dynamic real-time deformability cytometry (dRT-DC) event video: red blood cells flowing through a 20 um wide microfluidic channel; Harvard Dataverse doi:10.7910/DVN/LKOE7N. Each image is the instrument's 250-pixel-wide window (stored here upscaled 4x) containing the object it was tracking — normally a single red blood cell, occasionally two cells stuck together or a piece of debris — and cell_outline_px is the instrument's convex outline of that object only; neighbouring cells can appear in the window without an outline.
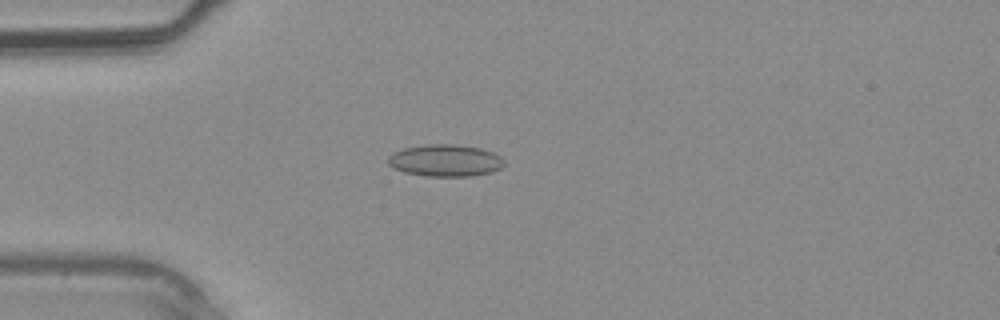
{"species": "common noctule bat (a hibernating species)", "species_latin": "Nyctalus noctula", "temperature_condition": "warm", "stored_images_in_passage": 31, "camera_frame_rate_fps": 3000, "um_per_image_px": 0.085, "animal": {"sex": "male", "body_mass_g": 20.4}, "frame": {"image": 1, "passage_image": 2, "time_ms": 0.333, "image_size_px": [1000, 320], "cell_outline_px": [[504, 164], [500, 168], [492, 172], [472, 176], [424, 176], [404, 172], [392, 168], [388, 164], [388, 156], [392, 152], [404, 148], [424, 144], [456, 144], [480, 148], [492, 152], [500, 156], [504, 160]], "centroid_in_image_um": [37.82, 13.64], "position_along_channel_um": 47.2, "area_um2": 21.85}}
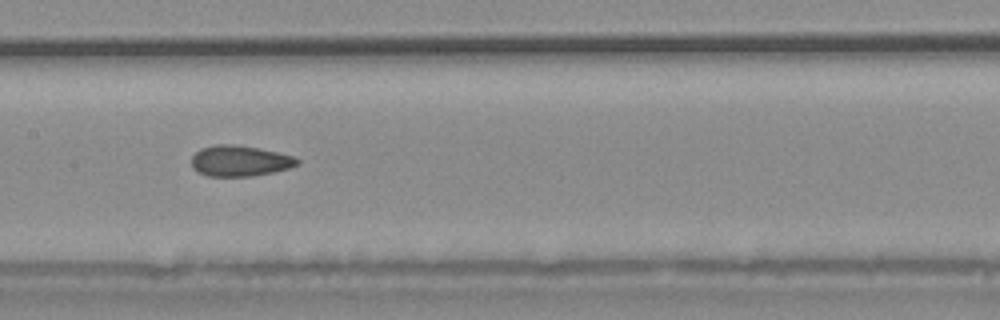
{"frame": {"image": 2, "passage_image": 11, "time_ms": 3.333, "image_size_px": [1000, 320], "cell_outline_px": [[300, 164], [288, 168], [272, 172], [252, 176], [208, 176], [192, 168], [192, 156], [200, 148], [216, 144], [228, 144], [256, 148], [276, 152], [292, 156], [300, 160]], "centroid_in_image_um": [20.36, 13.68], "position_along_channel_um": 187.0, "area_um2": 18.73}}
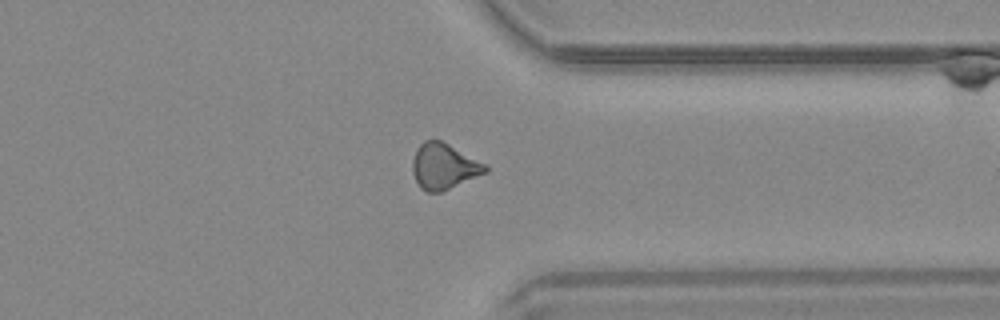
{"frame": {"image": 3, "passage_image": 22, "time_ms": 7.0, "image_size_px": [1000, 320], "cell_outline_px": [[488, 172], [440, 192], [428, 192], [420, 188], [412, 172], [412, 160], [416, 148], [424, 140], [440, 140], [488, 164]], "centroid_in_image_um": [37.73, 14.13], "position_along_channel_um": 373.7, "area_um2": 19.48}}